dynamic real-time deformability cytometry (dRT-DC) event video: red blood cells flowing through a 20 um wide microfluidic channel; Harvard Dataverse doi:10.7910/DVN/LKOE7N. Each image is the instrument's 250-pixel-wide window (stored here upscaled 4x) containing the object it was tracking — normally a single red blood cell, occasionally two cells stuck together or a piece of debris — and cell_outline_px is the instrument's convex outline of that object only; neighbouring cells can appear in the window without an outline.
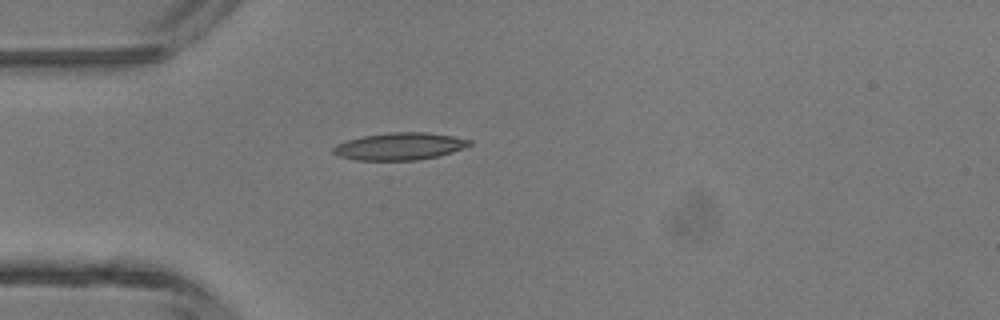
{"species": "common noctule bat (a hibernating species)", "species_latin": "Nyctalus noctula", "temperature_condition": "room temperature", "stored_images_in_passage": 34, "camera_frame_rate_fps": 3000, "um_per_image_px": 0.085, "animal": {"sex": "male", "body_mass_g": 13.3}, "frame": {"image": 1, "passage_image": 1, "time_ms": 0.0, "image_size_px": [1000, 320], "cell_outline_px": [[472, 144], [464, 148], [440, 156], [416, 160], [356, 160], [336, 156], [332, 152], [332, 148], [336, 144], [348, 140], [364, 136], [392, 132], [424, 132], [452, 136], [472, 140]], "centroid_in_image_um": [33.96, 12.44], "position_along_channel_um": 51.0, "area_um2": 21.68}}
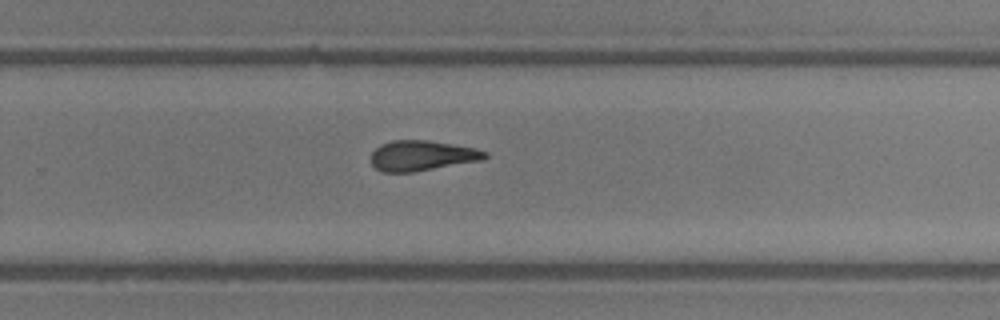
{"frame": {"image": 2, "passage_image": 18, "time_ms": 5.667, "image_size_px": [1000, 320], "cell_outline_px": [[488, 156], [484, 160], [412, 172], [384, 172], [376, 168], [372, 164], [372, 152], [380, 144], [392, 140], [428, 140], [476, 148], [488, 152]], "centroid_in_image_um": [35.9, 13.22], "position_along_channel_um": 293.9, "area_um2": 20.11}}
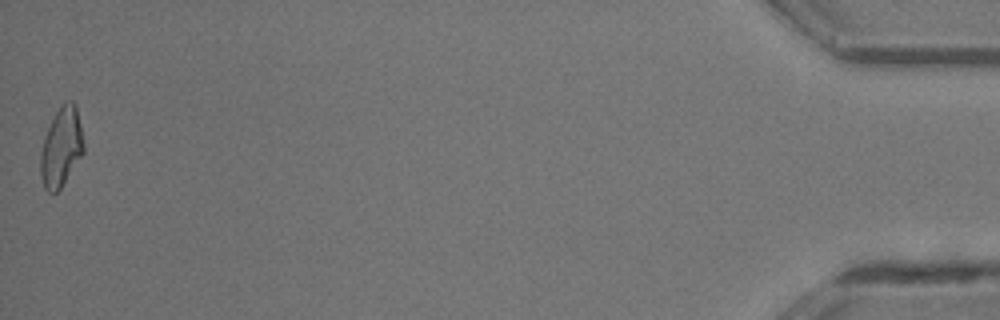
{"frame": {"image": 3, "passage_image": 34, "time_ms": 11.0, "image_size_px": [1000, 320], "cell_outline_px": [[84, 152], [60, 188], [56, 192], [48, 192], [44, 188], [40, 172], [40, 152], [44, 136], [56, 112], [64, 100], [72, 100], [76, 104], [84, 144]], "centroid_in_image_um": [5.2, 12.48], "position_along_channel_um": 430.0, "area_um2": 19.83}, "authors_computed_cell_mechanics": {"area_um2": 20.2589, "velocity_mm_per_s": 4.4552, "shape_relaxation_time_tau1_ms": null, "shape_relaxation_time_tau2_ms": 3.2023, "deformation_change_tau1": null, "deformation_change_tau2": 0.1248}}